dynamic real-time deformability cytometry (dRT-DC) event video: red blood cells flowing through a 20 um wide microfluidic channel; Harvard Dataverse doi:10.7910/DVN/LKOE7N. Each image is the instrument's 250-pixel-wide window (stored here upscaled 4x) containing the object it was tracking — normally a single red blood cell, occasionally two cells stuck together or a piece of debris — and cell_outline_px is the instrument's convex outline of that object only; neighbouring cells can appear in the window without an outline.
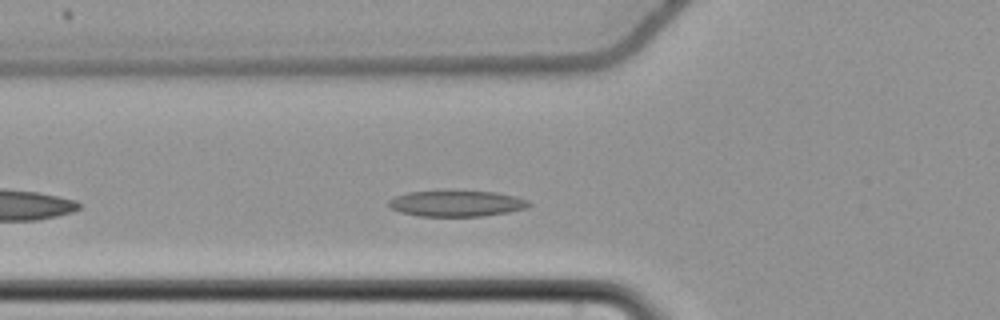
{"species": "common noctule bat (a hibernating species)", "species_latin": "Nyctalus noctula", "temperature_condition": "cold", "stored_images_in_passage": 42, "camera_frame_rate_fps": 3000, "um_per_image_px": 0.085, "animal": {"sex": "female", "body_mass_g": 22.7, "forearm_length_mm": 54.2}, "frame": {"image": 1, "passage_image": 6, "time_ms": 1.667, "image_size_px": [1000, 320], "cell_outline_px": [[532, 204], [524, 208], [508, 212], [484, 216], [420, 216], [400, 212], [392, 208], [388, 204], [388, 200], [396, 196], [408, 192], [496, 192], [516, 196], [528, 200]], "centroid_in_image_um": [38.82, 17.31], "position_along_channel_um": 87.0, "area_um2": 20.81}}
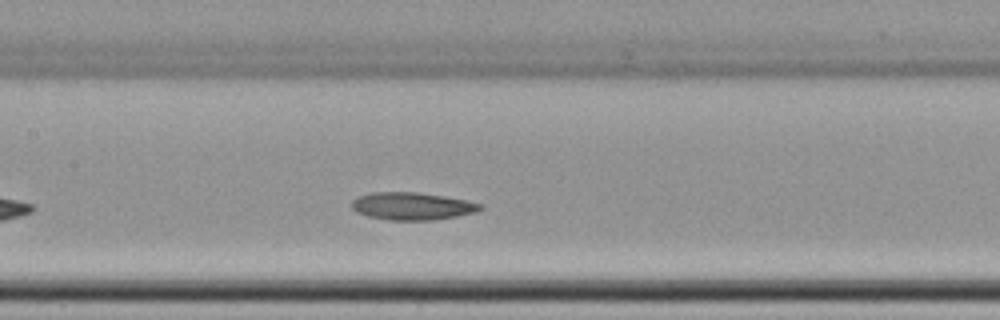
{"frame": {"image": 2, "passage_image": 13, "time_ms": 4.0, "image_size_px": [1000, 320], "cell_outline_px": [[484, 208], [476, 212], [456, 216], [432, 220], [388, 220], [368, 216], [356, 212], [352, 208], [352, 200], [356, 196], [372, 192], [416, 192], [444, 196], [468, 200], [484, 204]], "centroid_in_image_um": [35.04, 17.51], "position_along_channel_um": 172.4, "area_um2": 20.81}}
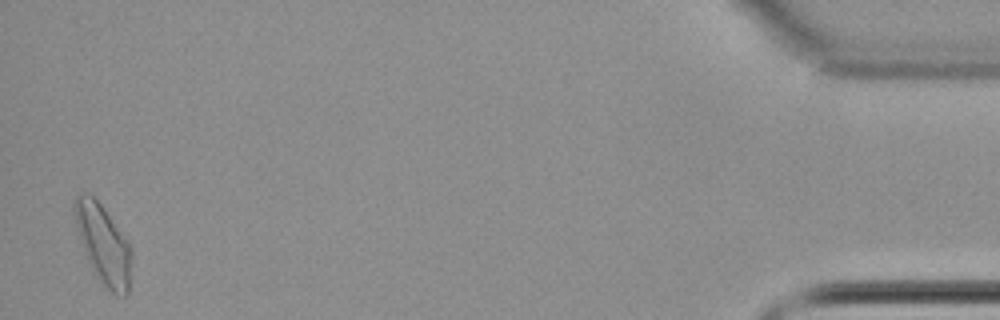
{"frame": {"image": 3, "passage_image": 41, "time_ms": 13.333, "image_size_px": [1000, 320], "cell_outline_px": [[132, 256], [128, 292], [124, 296], [116, 296], [92, 272], [76, 224], [72, 208], [72, 204], [76, 192], [88, 192], [100, 204], [132, 248]], "centroid_in_image_um": [8.76, 20.74], "position_along_channel_um": 426.4, "area_um2": 25.89}, "authors_computed_cell_mechanics": {"area_um2": 20.8369, "velocity_mm_per_s": 3.6598, "shape_relaxation_time_tau1_ms": 5.5295, "shape_relaxation_time_tau2_ms": 5.0458, "deformation_change_tau1": 0.1092, "deformation_change_tau2": 0.1118}}